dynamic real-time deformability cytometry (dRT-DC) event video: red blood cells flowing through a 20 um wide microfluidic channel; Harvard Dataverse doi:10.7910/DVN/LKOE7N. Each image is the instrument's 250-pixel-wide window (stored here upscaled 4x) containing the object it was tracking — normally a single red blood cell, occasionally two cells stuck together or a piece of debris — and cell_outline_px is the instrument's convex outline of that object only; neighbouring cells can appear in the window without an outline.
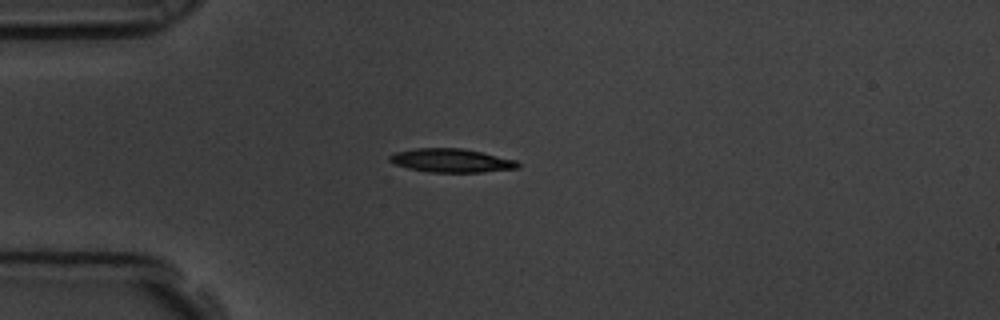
{"species": "common noctule bat (a hibernating species)", "species_latin": "Nyctalus noctula", "temperature_condition": "room temperature", "stored_images_in_passage": 8, "camera_frame_rate_fps": 3000, "um_per_image_px": 0.085, "animal": {"sex": "male", "body_mass_g": 19.5, "forearm_length_mm": 54.6}, "frame": {"image": 1, "passage_image": 4, "time_ms": 1.0, "image_size_px": [1000, 320], "cell_outline_px": [[520, 168], [484, 172], [428, 172], [408, 168], [392, 164], [388, 160], [388, 156], [396, 152], [412, 148], [464, 148], [516, 160], [520, 164]], "centroid_in_image_um": [38.34, 13.64], "position_along_channel_um": 46.7, "area_um2": 17.86}}
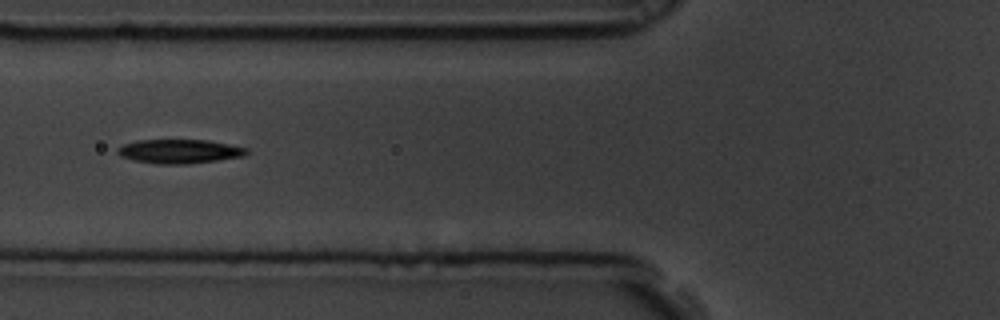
{"frame": {"image": 2, "passage_image": 6, "time_ms": 1.667, "image_size_px": [1000, 320], "cell_outline_px": [[248, 152], [244, 156], [216, 160], [184, 164], [160, 164], [136, 160], [120, 156], [116, 152], [116, 148], [120, 144], [136, 140], [208, 140], [248, 148]], "centroid_in_image_um": [15.2, 12.85], "position_along_channel_um": 110.6, "area_um2": 18.03}}
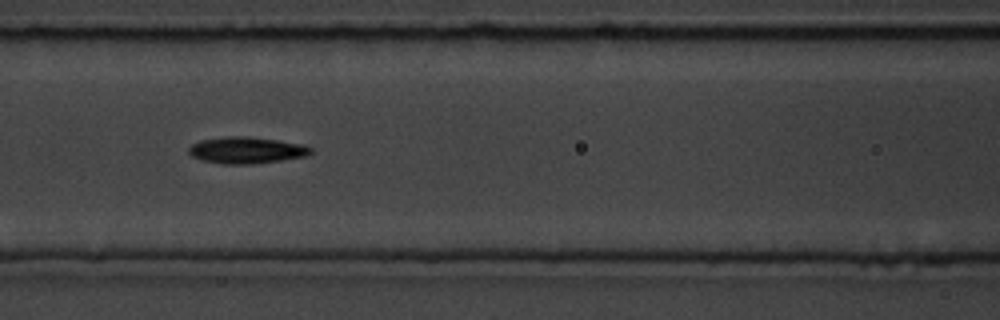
{"frame": {"image": 3, "passage_image": 7, "time_ms": 2.0, "image_size_px": [1000, 320], "cell_outline_px": [[312, 152], [304, 156], [280, 160], [252, 164], [220, 164], [204, 160], [192, 156], [188, 152], [188, 148], [192, 144], [200, 140], [228, 136], [248, 136], [304, 144], [312, 148]], "centroid_in_image_um": [20.93, 12.76], "position_along_channel_um": 145.7, "area_um2": 18.79}}